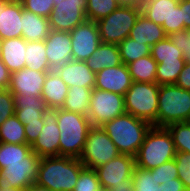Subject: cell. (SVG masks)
I'll list each match as a JSON object with an SVG mask.
<instances>
[{"label":"cell","mask_w":190,"mask_h":191,"mask_svg":"<svg viewBox=\"0 0 190 191\" xmlns=\"http://www.w3.org/2000/svg\"><path fill=\"white\" fill-rule=\"evenodd\" d=\"M152 126L143 119L124 113L101 127L116 145L120 154L135 157Z\"/></svg>","instance_id":"6da1fadb"},{"label":"cell","mask_w":190,"mask_h":191,"mask_svg":"<svg viewBox=\"0 0 190 191\" xmlns=\"http://www.w3.org/2000/svg\"><path fill=\"white\" fill-rule=\"evenodd\" d=\"M84 165L77 158L41 157L37 183L51 191H73Z\"/></svg>","instance_id":"7a4b0ae2"},{"label":"cell","mask_w":190,"mask_h":191,"mask_svg":"<svg viewBox=\"0 0 190 191\" xmlns=\"http://www.w3.org/2000/svg\"><path fill=\"white\" fill-rule=\"evenodd\" d=\"M57 126L60 130L59 156L79 158L92 127L85 115L57 109Z\"/></svg>","instance_id":"3957f363"},{"label":"cell","mask_w":190,"mask_h":191,"mask_svg":"<svg viewBox=\"0 0 190 191\" xmlns=\"http://www.w3.org/2000/svg\"><path fill=\"white\" fill-rule=\"evenodd\" d=\"M176 153L173 138L168 129L152 126L135 156L136 167L145 170L156 168L173 160Z\"/></svg>","instance_id":"277c9868"},{"label":"cell","mask_w":190,"mask_h":191,"mask_svg":"<svg viewBox=\"0 0 190 191\" xmlns=\"http://www.w3.org/2000/svg\"><path fill=\"white\" fill-rule=\"evenodd\" d=\"M189 114L190 91L175 84L159 86L157 127L187 122Z\"/></svg>","instance_id":"5b68a950"},{"label":"cell","mask_w":190,"mask_h":191,"mask_svg":"<svg viewBox=\"0 0 190 191\" xmlns=\"http://www.w3.org/2000/svg\"><path fill=\"white\" fill-rule=\"evenodd\" d=\"M140 14V4H121L108 16L97 21L101 42L118 45L129 36Z\"/></svg>","instance_id":"8992f818"},{"label":"cell","mask_w":190,"mask_h":191,"mask_svg":"<svg viewBox=\"0 0 190 191\" xmlns=\"http://www.w3.org/2000/svg\"><path fill=\"white\" fill-rule=\"evenodd\" d=\"M159 86L155 83L132 82L124 95L125 111L157 127Z\"/></svg>","instance_id":"52a82bcc"},{"label":"cell","mask_w":190,"mask_h":191,"mask_svg":"<svg viewBox=\"0 0 190 191\" xmlns=\"http://www.w3.org/2000/svg\"><path fill=\"white\" fill-rule=\"evenodd\" d=\"M135 157L119 154L116 158L95 168L102 189L133 191Z\"/></svg>","instance_id":"ba28073f"},{"label":"cell","mask_w":190,"mask_h":191,"mask_svg":"<svg viewBox=\"0 0 190 191\" xmlns=\"http://www.w3.org/2000/svg\"><path fill=\"white\" fill-rule=\"evenodd\" d=\"M119 154L116 145L102 127L92 126L78 159L84 167L95 169L116 158Z\"/></svg>","instance_id":"9c48e42d"},{"label":"cell","mask_w":190,"mask_h":191,"mask_svg":"<svg viewBox=\"0 0 190 191\" xmlns=\"http://www.w3.org/2000/svg\"><path fill=\"white\" fill-rule=\"evenodd\" d=\"M141 14L161 25L167 35L184 30L182 9L178 0H143Z\"/></svg>","instance_id":"30bf717a"},{"label":"cell","mask_w":190,"mask_h":191,"mask_svg":"<svg viewBox=\"0 0 190 191\" xmlns=\"http://www.w3.org/2000/svg\"><path fill=\"white\" fill-rule=\"evenodd\" d=\"M87 117L92 126L101 127L125 111L124 96L109 91L92 89Z\"/></svg>","instance_id":"8fae6325"},{"label":"cell","mask_w":190,"mask_h":191,"mask_svg":"<svg viewBox=\"0 0 190 191\" xmlns=\"http://www.w3.org/2000/svg\"><path fill=\"white\" fill-rule=\"evenodd\" d=\"M87 0H56L50 14L49 25L55 31L70 32L79 24L85 22Z\"/></svg>","instance_id":"7c38bea8"},{"label":"cell","mask_w":190,"mask_h":191,"mask_svg":"<svg viewBox=\"0 0 190 191\" xmlns=\"http://www.w3.org/2000/svg\"><path fill=\"white\" fill-rule=\"evenodd\" d=\"M69 33L71 35L73 60L86 62L101 44L97 23L95 21L86 20Z\"/></svg>","instance_id":"4fadbf2b"},{"label":"cell","mask_w":190,"mask_h":191,"mask_svg":"<svg viewBox=\"0 0 190 191\" xmlns=\"http://www.w3.org/2000/svg\"><path fill=\"white\" fill-rule=\"evenodd\" d=\"M44 126L39 136L31 145L39 157L59 156L60 130L57 126V109L46 108L43 111Z\"/></svg>","instance_id":"5bb4252c"},{"label":"cell","mask_w":190,"mask_h":191,"mask_svg":"<svg viewBox=\"0 0 190 191\" xmlns=\"http://www.w3.org/2000/svg\"><path fill=\"white\" fill-rule=\"evenodd\" d=\"M39 165L40 163L5 164V168L0 169V188L24 191L37 181Z\"/></svg>","instance_id":"9a60e30c"},{"label":"cell","mask_w":190,"mask_h":191,"mask_svg":"<svg viewBox=\"0 0 190 191\" xmlns=\"http://www.w3.org/2000/svg\"><path fill=\"white\" fill-rule=\"evenodd\" d=\"M44 43L48 64L52 70L72 60L71 35L68 31L51 29Z\"/></svg>","instance_id":"2e32d148"},{"label":"cell","mask_w":190,"mask_h":191,"mask_svg":"<svg viewBox=\"0 0 190 191\" xmlns=\"http://www.w3.org/2000/svg\"><path fill=\"white\" fill-rule=\"evenodd\" d=\"M132 82L127 65L121 64L97 72L94 88L124 96Z\"/></svg>","instance_id":"e0dca14e"},{"label":"cell","mask_w":190,"mask_h":191,"mask_svg":"<svg viewBox=\"0 0 190 191\" xmlns=\"http://www.w3.org/2000/svg\"><path fill=\"white\" fill-rule=\"evenodd\" d=\"M47 73L26 67L12 72L8 90L13 95L41 96Z\"/></svg>","instance_id":"ac0fdd59"},{"label":"cell","mask_w":190,"mask_h":191,"mask_svg":"<svg viewBox=\"0 0 190 191\" xmlns=\"http://www.w3.org/2000/svg\"><path fill=\"white\" fill-rule=\"evenodd\" d=\"M22 10L20 0L0 1V40L22 37Z\"/></svg>","instance_id":"d6986e66"},{"label":"cell","mask_w":190,"mask_h":191,"mask_svg":"<svg viewBox=\"0 0 190 191\" xmlns=\"http://www.w3.org/2000/svg\"><path fill=\"white\" fill-rule=\"evenodd\" d=\"M68 87L79 86L94 89L96 73L93 72L87 62L70 60L62 66L54 69Z\"/></svg>","instance_id":"ffe728a7"},{"label":"cell","mask_w":190,"mask_h":191,"mask_svg":"<svg viewBox=\"0 0 190 191\" xmlns=\"http://www.w3.org/2000/svg\"><path fill=\"white\" fill-rule=\"evenodd\" d=\"M26 40L22 37L0 40V59L12 73L26 67Z\"/></svg>","instance_id":"44dd1931"},{"label":"cell","mask_w":190,"mask_h":191,"mask_svg":"<svg viewBox=\"0 0 190 191\" xmlns=\"http://www.w3.org/2000/svg\"><path fill=\"white\" fill-rule=\"evenodd\" d=\"M15 115L23 124L39 122L47 108L41 96L14 95Z\"/></svg>","instance_id":"7402d4cb"},{"label":"cell","mask_w":190,"mask_h":191,"mask_svg":"<svg viewBox=\"0 0 190 191\" xmlns=\"http://www.w3.org/2000/svg\"><path fill=\"white\" fill-rule=\"evenodd\" d=\"M68 89L69 87L54 70L49 71L43 84V91L41 94L47 108H62Z\"/></svg>","instance_id":"603a6c76"},{"label":"cell","mask_w":190,"mask_h":191,"mask_svg":"<svg viewBox=\"0 0 190 191\" xmlns=\"http://www.w3.org/2000/svg\"><path fill=\"white\" fill-rule=\"evenodd\" d=\"M40 162L41 157L32 151L31 145L0 142V169L5 168V164Z\"/></svg>","instance_id":"cb8c5ba5"},{"label":"cell","mask_w":190,"mask_h":191,"mask_svg":"<svg viewBox=\"0 0 190 191\" xmlns=\"http://www.w3.org/2000/svg\"><path fill=\"white\" fill-rule=\"evenodd\" d=\"M167 36L161 25L140 14L128 37L152 47Z\"/></svg>","instance_id":"d4e9b609"},{"label":"cell","mask_w":190,"mask_h":191,"mask_svg":"<svg viewBox=\"0 0 190 191\" xmlns=\"http://www.w3.org/2000/svg\"><path fill=\"white\" fill-rule=\"evenodd\" d=\"M22 38L26 41H44L50 33L49 19L22 10Z\"/></svg>","instance_id":"484cf974"},{"label":"cell","mask_w":190,"mask_h":191,"mask_svg":"<svg viewBox=\"0 0 190 191\" xmlns=\"http://www.w3.org/2000/svg\"><path fill=\"white\" fill-rule=\"evenodd\" d=\"M88 67L95 73L107 68L122 64L117 44L102 43L87 59Z\"/></svg>","instance_id":"4316f807"},{"label":"cell","mask_w":190,"mask_h":191,"mask_svg":"<svg viewBox=\"0 0 190 191\" xmlns=\"http://www.w3.org/2000/svg\"><path fill=\"white\" fill-rule=\"evenodd\" d=\"M155 172L156 191H187L178 178L175 159L152 169Z\"/></svg>","instance_id":"83f0119b"},{"label":"cell","mask_w":190,"mask_h":191,"mask_svg":"<svg viewBox=\"0 0 190 191\" xmlns=\"http://www.w3.org/2000/svg\"><path fill=\"white\" fill-rule=\"evenodd\" d=\"M91 92L92 89L87 87H69L62 109L87 116Z\"/></svg>","instance_id":"f1b7e54d"},{"label":"cell","mask_w":190,"mask_h":191,"mask_svg":"<svg viewBox=\"0 0 190 191\" xmlns=\"http://www.w3.org/2000/svg\"><path fill=\"white\" fill-rule=\"evenodd\" d=\"M158 63L150 55L139 58L127 65L132 81L134 82H156Z\"/></svg>","instance_id":"f546056e"},{"label":"cell","mask_w":190,"mask_h":191,"mask_svg":"<svg viewBox=\"0 0 190 191\" xmlns=\"http://www.w3.org/2000/svg\"><path fill=\"white\" fill-rule=\"evenodd\" d=\"M25 63L26 68L39 72L52 71L46 57L44 41H26Z\"/></svg>","instance_id":"4dcf8cb0"},{"label":"cell","mask_w":190,"mask_h":191,"mask_svg":"<svg viewBox=\"0 0 190 191\" xmlns=\"http://www.w3.org/2000/svg\"><path fill=\"white\" fill-rule=\"evenodd\" d=\"M0 142L27 144L24 124L15 114L0 125Z\"/></svg>","instance_id":"1f68e13d"},{"label":"cell","mask_w":190,"mask_h":191,"mask_svg":"<svg viewBox=\"0 0 190 191\" xmlns=\"http://www.w3.org/2000/svg\"><path fill=\"white\" fill-rule=\"evenodd\" d=\"M118 49L122 64L125 65L151 54V46L135 41L130 37H127L120 42L118 44Z\"/></svg>","instance_id":"d6a6232c"},{"label":"cell","mask_w":190,"mask_h":191,"mask_svg":"<svg viewBox=\"0 0 190 191\" xmlns=\"http://www.w3.org/2000/svg\"><path fill=\"white\" fill-rule=\"evenodd\" d=\"M185 63V60L161 61L157 65L156 83L158 85L175 84Z\"/></svg>","instance_id":"836d02e7"},{"label":"cell","mask_w":190,"mask_h":191,"mask_svg":"<svg viewBox=\"0 0 190 191\" xmlns=\"http://www.w3.org/2000/svg\"><path fill=\"white\" fill-rule=\"evenodd\" d=\"M151 56L158 64L164 60H184L182 51L171 42L168 36L151 47Z\"/></svg>","instance_id":"e575fe53"},{"label":"cell","mask_w":190,"mask_h":191,"mask_svg":"<svg viewBox=\"0 0 190 191\" xmlns=\"http://www.w3.org/2000/svg\"><path fill=\"white\" fill-rule=\"evenodd\" d=\"M122 3L118 0H87L86 18L99 21L117 9Z\"/></svg>","instance_id":"d590c367"},{"label":"cell","mask_w":190,"mask_h":191,"mask_svg":"<svg viewBox=\"0 0 190 191\" xmlns=\"http://www.w3.org/2000/svg\"><path fill=\"white\" fill-rule=\"evenodd\" d=\"M166 128L171 133L176 152L190 153V124L187 122L173 123Z\"/></svg>","instance_id":"8d00e7d4"},{"label":"cell","mask_w":190,"mask_h":191,"mask_svg":"<svg viewBox=\"0 0 190 191\" xmlns=\"http://www.w3.org/2000/svg\"><path fill=\"white\" fill-rule=\"evenodd\" d=\"M133 191H156L155 172L135 167L133 172Z\"/></svg>","instance_id":"74e56055"},{"label":"cell","mask_w":190,"mask_h":191,"mask_svg":"<svg viewBox=\"0 0 190 191\" xmlns=\"http://www.w3.org/2000/svg\"><path fill=\"white\" fill-rule=\"evenodd\" d=\"M73 191H102L95 169L84 167Z\"/></svg>","instance_id":"f35d334b"},{"label":"cell","mask_w":190,"mask_h":191,"mask_svg":"<svg viewBox=\"0 0 190 191\" xmlns=\"http://www.w3.org/2000/svg\"><path fill=\"white\" fill-rule=\"evenodd\" d=\"M54 1L56 0H20L23 9L46 18L53 11Z\"/></svg>","instance_id":"ab89813d"},{"label":"cell","mask_w":190,"mask_h":191,"mask_svg":"<svg viewBox=\"0 0 190 191\" xmlns=\"http://www.w3.org/2000/svg\"><path fill=\"white\" fill-rule=\"evenodd\" d=\"M174 159L178 178L183 182L187 191H190V153L177 152Z\"/></svg>","instance_id":"60d3db41"},{"label":"cell","mask_w":190,"mask_h":191,"mask_svg":"<svg viewBox=\"0 0 190 191\" xmlns=\"http://www.w3.org/2000/svg\"><path fill=\"white\" fill-rule=\"evenodd\" d=\"M14 114V95L8 89H0V125Z\"/></svg>","instance_id":"b9f144b4"},{"label":"cell","mask_w":190,"mask_h":191,"mask_svg":"<svg viewBox=\"0 0 190 191\" xmlns=\"http://www.w3.org/2000/svg\"><path fill=\"white\" fill-rule=\"evenodd\" d=\"M43 126V116L39 119V122L24 124L27 144L32 145L35 142Z\"/></svg>","instance_id":"7bdbcfd3"},{"label":"cell","mask_w":190,"mask_h":191,"mask_svg":"<svg viewBox=\"0 0 190 191\" xmlns=\"http://www.w3.org/2000/svg\"><path fill=\"white\" fill-rule=\"evenodd\" d=\"M168 38L177 48L183 51L186 49L187 40L190 38V30L185 29L182 31L170 33Z\"/></svg>","instance_id":"ee69618b"},{"label":"cell","mask_w":190,"mask_h":191,"mask_svg":"<svg viewBox=\"0 0 190 191\" xmlns=\"http://www.w3.org/2000/svg\"><path fill=\"white\" fill-rule=\"evenodd\" d=\"M175 85L190 91V62H186Z\"/></svg>","instance_id":"f6af8a7d"},{"label":"cell","mask_w":190,"mask_h":191,"mask_svg":"<svg viewBox=\"0 0 190 191\" xmlns=\"http://www.w3.org/2000/svg\"><path fill=\"white\" fill-rule=\"evenodd\" d=\"M11 72L0 59V89H8L10 84Z\"/></svg>","instance_id":"bcb514c9"},{"label":"cell","mask_w":190,"mask_h":191,"mask_svg":"<svg viewBox=\"0 0 190 191\" xmlns=\"http://www.w3.org/2000/svg\"><path fill=\"white\" fill-rule=\"evenodd\" d=\"M182 9V20L184 21V30H190V0L179 1Z\"/></svg>","instance_id":"7dc6e473"},{"label":"cell","mask_w":190,"mask_h":191,"mask_svg":"<svg viewBox=\"0 0 190 191\" xmlns=\"http://www.w3.org/2000/svg\"><path fill=\"white\" fill-rule=\"evenodd\" d=\"M24 191H51V190L45 186L39 185L37 182H33Z\"/></svg>","instance_id":"c3c4849f"},{"label":"cell","mask_w":190,"mask_h":191,"mask_svg":"<svg viewBox=\"0 0 190 191\" xmlns=\"http://www.w3.org/2000/svg\"><path fill=\"white\" fill-rule=\"evenodd\" d=\"M183 58L186 62H190V38L187 40L186 49L182 51Z\"/></svg>","instance_id":"681fc988"},{"label":"cell","mask_w":190,"mask_h":191,"mask_svg":"<svg viewBox=\"0 0 190 191\" xmlns=\"http://www.w3.org/2000/svg\"><path fill=\"white\" fill-rule=\"evenodd\" d=\"M122 4H140L143 0H118Z\"/></svg>","instance_id":"f907efd6"},{"label":"cell","mask_w":190,"mask_h":191,"mask_svg":"<svg viewBox=\"0 0 190 191\" xmlns=\"http://www.w3.org/2000/svg\"><path fill=\"white\" fill-rule=\"evenodd\" d=\"M0 191H22V190H17V189H14V188H9V189H2L0 188Z\"/></svg>","instance_id":"816d5d0a"},{"label":"cell","mask_w":190,"mask_h":191,"mask_svg":"<svg viewBox=\"0 0 190 191\" xmlns=\"http://www.w3.org/2000/svg\"><path fill=\"white\" fill-rule=\"evenodd\" d=\"M102 191H114V190H111V189H102Z\"/></svg>","instance_id":"f5cc1de1"},{"label":"cell","mask_w":190,"mask_h":191,"mask_svg":"<svg viewBox=\"0 0 190 191\" xmlns=\"http://www.w3.org/2000/svg\"><path fill=\"white\" fill-rule=\"evenodd\" d=\"M187 123H189V124H190V114H189V117H188Z\"/></svg>","instance_id":"db71d44e"}]
</instances>
